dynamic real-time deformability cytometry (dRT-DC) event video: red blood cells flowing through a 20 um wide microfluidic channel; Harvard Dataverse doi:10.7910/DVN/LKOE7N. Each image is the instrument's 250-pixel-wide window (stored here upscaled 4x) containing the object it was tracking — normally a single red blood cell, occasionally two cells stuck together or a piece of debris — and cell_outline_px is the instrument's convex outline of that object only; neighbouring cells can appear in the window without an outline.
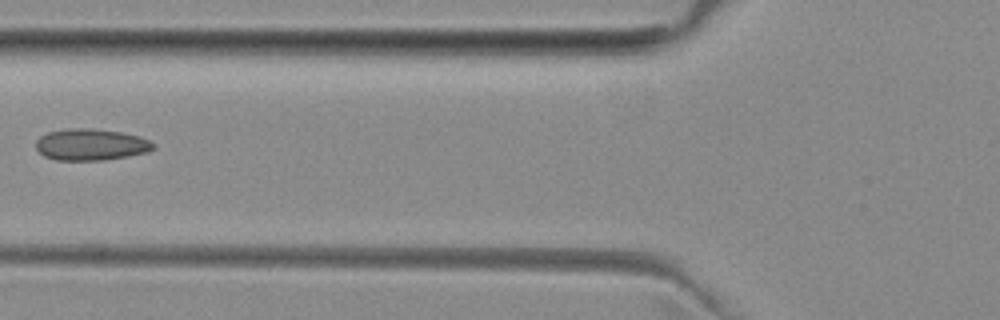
{"species": "common noctule bat (a hibernating species)", "species_latin": "Nyctalus noctula", "temperature_condition": "room temperature", "stored_images_in_passage": 3, "camera_frame_rate_fps": 3000, "um_per_image_px": 0.085, "animal": {"sex": "female", "body_mass_g": 29.2, "forearm_length_mm": 56.3}, "frame": {"image": 1, "passage_image": 3, "time_ms": 2.333, "image_size_px": [1000, 320], "cell_outline_px": [[156, 148], [148, 152], [128, 156], [104, 160], [56, 160], [44, 156], [36, 148], [36, 140], [40, 136], [48, 132], [68, 128], [92, 128], [120, 132], [140, 136], [148, 140]], "centroid_in_image_um": [7.72, 12.29], "position_along_channel_um": 118.1, "area_um2": 21.62}}